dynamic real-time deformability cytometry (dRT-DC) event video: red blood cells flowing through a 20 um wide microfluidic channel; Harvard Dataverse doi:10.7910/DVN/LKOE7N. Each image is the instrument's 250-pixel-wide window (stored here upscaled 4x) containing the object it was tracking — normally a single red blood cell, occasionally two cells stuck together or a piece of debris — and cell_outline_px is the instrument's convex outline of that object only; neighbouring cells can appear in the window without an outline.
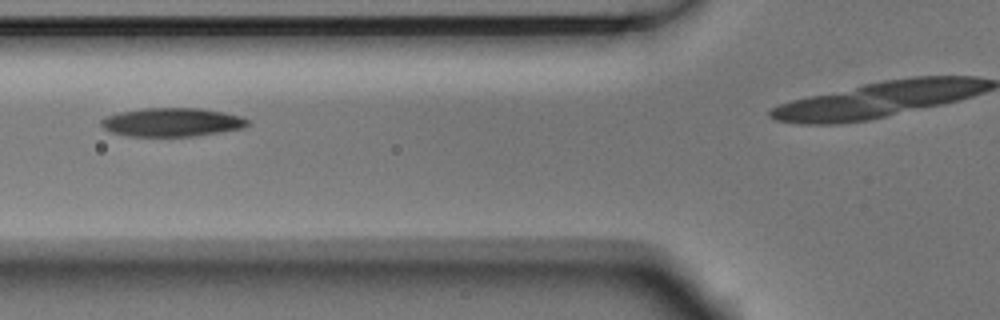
{"species": "Egyptian fruit bat (a non-hibernating species)", "species_latin": "Rousettus aegyptiacus", "temperature_condition": "room temperature", "stored_images_in_passage": 5, "camera_frame_rate_fps": 3000, "um_per_image_px": 0.085, "animal": {"sex": "male"}, "frame": {"image": 1, "passage_image": 4, "time_ms": 1.0, "image_size_px": [1000, 320], "cell_outline_px": [[248, 124], [244, 128], [196, 136], [128, 136], [112, 132], [104, 128], [100, 124], [100, 120], [108, 116], [120, 112], [144, 108], [200, 108], [224, 112], [240, 116], [248, 120]], "centroid_in_image_um": [14.63, 10.39], "position_along_channel_um": 111.2, "area_um2": 24.33}}